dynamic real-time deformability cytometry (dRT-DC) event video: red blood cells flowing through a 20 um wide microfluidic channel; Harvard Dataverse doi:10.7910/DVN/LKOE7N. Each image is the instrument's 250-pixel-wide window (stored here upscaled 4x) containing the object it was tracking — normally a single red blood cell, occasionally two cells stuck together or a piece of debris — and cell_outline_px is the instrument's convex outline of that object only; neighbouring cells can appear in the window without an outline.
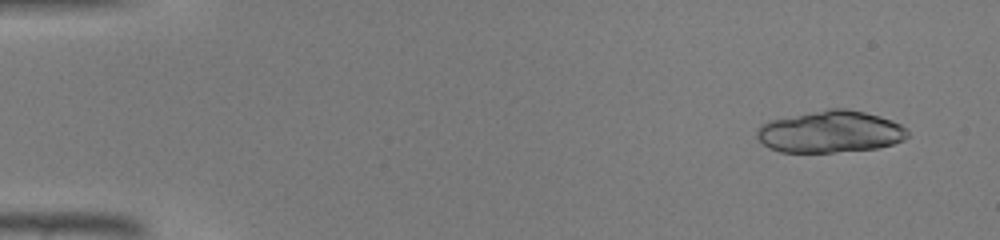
{"species": "common noctule bat (a hibernating species)", "species_latin": "Nyctalus noctula", "temperature_condition": "warm", "stored_images_in_passage": 35, "camera_frame_rate_fps": 3000, "um_per_image_px": 0.085, "animal": {"sex": "male", "body_mass_g": 19.0, "forearm_length_mm": 50.8}, "frame": {"image": 1, "passage_image": 3, "time_ms": 0.667, "image_size_px": [1000, 240], "cell_outline_px": [[908, 136], [904, 140], [892, 144], [876, 148], [832, 152], [780, 152], [768, 148], [756, 136], [756, 132], [760, 124], [772, 120], [828, 108], [844, 108], [864, 112], [880, 116], [892, 120], [900, 124], [908, 132]], "centroid_in_image_um": [70.57, 11.2], "position_along_channel_um": 14.4, "area_um2": 36.65}}
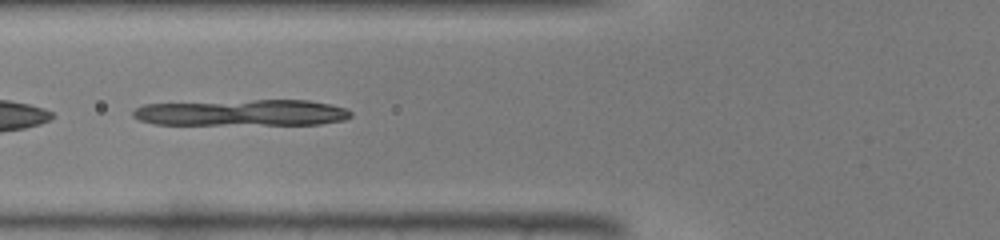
{"frame": {"image": 2, "passage_image": 18, "time_ms": 5.667, "image_size_px": [1000, 240], "cell_outline_px": [[352, 116], [344, 120], [320, 124], [156, 124], [140, 120], [132, 116], [132, 112], [136, 108], [144, 104], [252, 100], [308, 100], [328, 104], [344, 108], [352, 112]], "centroid_in_image_um": [20.58, 9.58], "position_along_channel_um": 105.2, "area_um2": 33.12}}
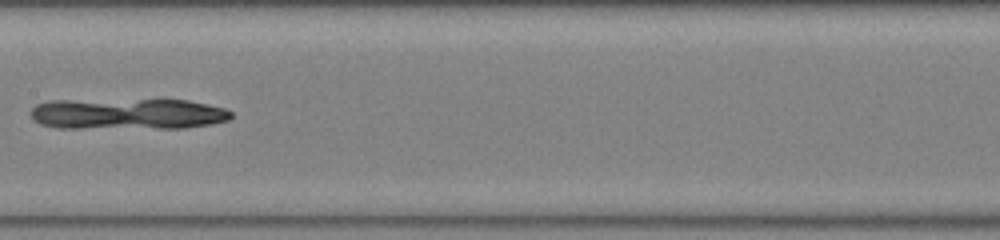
{"frame": {"image": 3, "passage_image": 24, "time_ms": 7.667, "image_size_px": [1000, 240], "cell_outline_px": [[232, 116], [228, 120], [208, 124], [184, 128], [60, 128], [40, 124], [32, 116], [32, 108], [36, 104], [48, 100], [188, 100], [224, 108], [232, 112]], "centroid_in_image_um": [10.84, 9.68], "position_along_channel_um": 196.6, "area_um2": 36.24}}